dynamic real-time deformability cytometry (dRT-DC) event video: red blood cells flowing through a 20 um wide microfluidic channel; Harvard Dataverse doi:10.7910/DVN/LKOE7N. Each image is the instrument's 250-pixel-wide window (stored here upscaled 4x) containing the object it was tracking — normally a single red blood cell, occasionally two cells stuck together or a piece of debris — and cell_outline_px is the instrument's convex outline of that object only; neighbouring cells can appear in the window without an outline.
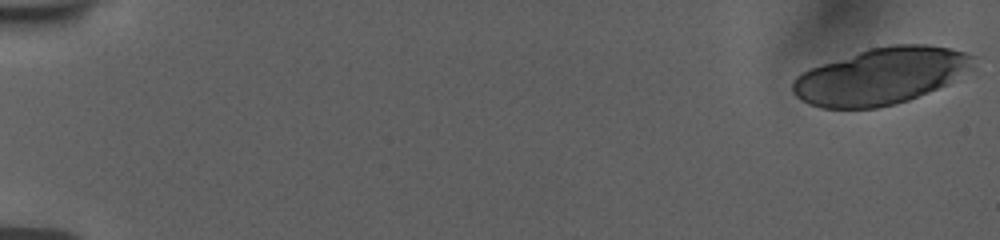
{"species": "human", "species_latin": "Homo sapiens", "temperature_condition": "room temperature", "stored_images_in_passage": 11, "camera_frame_rate_fps": 3000, "um_per_image_px": 0.085, "donor": {"sex": "female"}, "frame": {"image": 1, "passage_image": 1, "time_ms": 0.0, "image_size_px": [1000, 240], "cell_outline_px": [[976, 56], [972, 68], [948, 84], [908, 100], [896, 104], [876, 108], [820, 108], [796, 96], [792, 92], [792, 84], [796, 76], [812, 68], [868, 48], [892, 44], [928, 44], [952, 48]], "centroid_in_image_um": [74.93, 6.46], "position_along_channel_um": 10.1, "area_um2": 59.3}}